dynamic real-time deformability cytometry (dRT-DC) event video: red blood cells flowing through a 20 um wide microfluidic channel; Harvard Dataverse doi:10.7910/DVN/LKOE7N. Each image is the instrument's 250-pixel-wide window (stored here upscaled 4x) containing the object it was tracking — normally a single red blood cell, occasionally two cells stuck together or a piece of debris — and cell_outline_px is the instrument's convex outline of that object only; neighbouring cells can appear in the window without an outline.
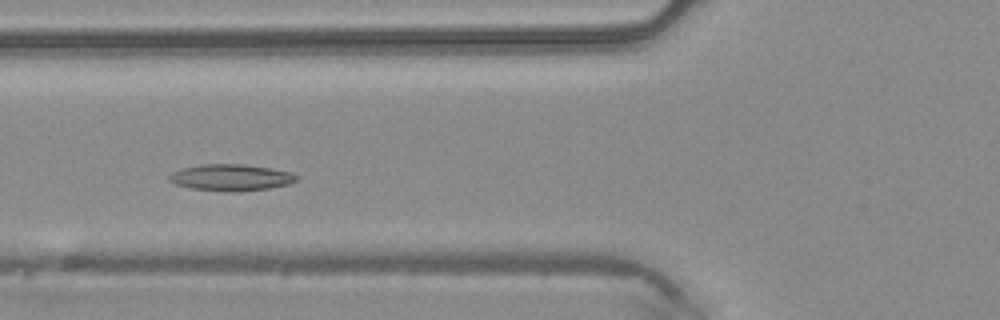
{"species": "common noctule bat (a hibernating species)", "species_latin": "Nyctalus noctula", "temperature_condition": "warm", "stored_images_in_passage": 43, "camera_frame_rate_fps": 3000, "um_per_image_px": 0.085, "animal": {"sex": "male", "body_mass_g": 20.4}, "frame": {"image": 1, "passage_image": 14, "time_ms": 4.333, "image_size_px": [1000, 320], "cell_outline_px": [[300, 180], [288, 184], [268, 188], [240, 192], [224, 192], [192, 188], [176, 184], [168, 180], [168, 176], [172, 172], [184, 168], [200, 164], [244, 164], [292, 172], [300, 176]], "centroid_in_image_um": [19.67, 15.09], "position_along_channel_um": 106.1, "area_um2": 19.83}}
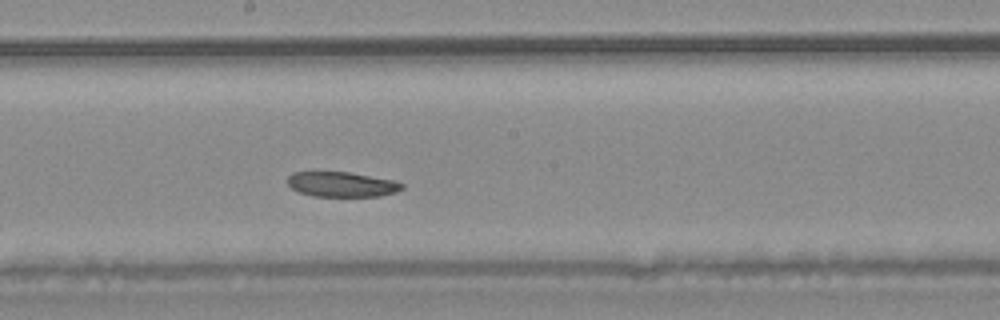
{"frame": {"image": 2, "passage_image": 22, "time_ms": 7.0, "image_size_px": [1000, 320], "cell_outline_px": [[404, 188], [396, 192], [380, 196], [312, 196], [296, 192], [288, 184], [288, 176], [292, 172], [348, 172], [392, 180], [404, 184]], "centroid_in_image_um": [29.02, 15.68], "position_along_channel_um": 219.2, "area_um2": 16.65}}
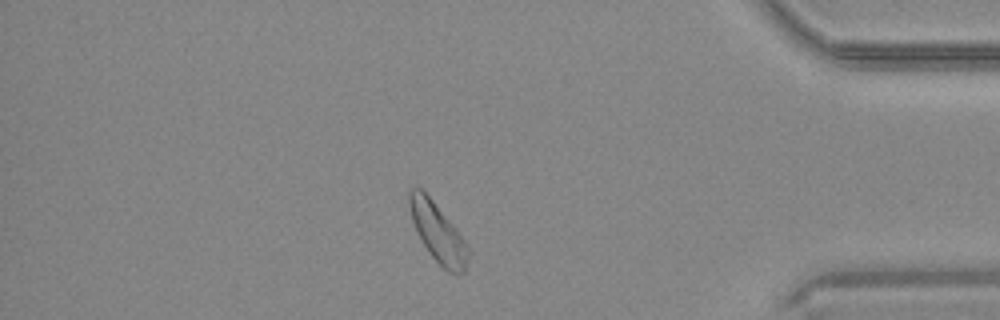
{"frame": {"image": 3, "passage_image": 37, "time_ms": 12.0, "image_size_px": [1000, 320], "cell_outline_px": [[468, 256], [464, 272], [460, 276], [456, 276], [448, 272], [428, 252], [416, 232], [412, 220], [408, 204], [408, 188], [420, 188], [432, 200], [456, 228], [468, 248]], "centroid_in_image_um": [37.19, 19.79], "position_along_channel_um": 398.0, "area_um2": 20.0}}